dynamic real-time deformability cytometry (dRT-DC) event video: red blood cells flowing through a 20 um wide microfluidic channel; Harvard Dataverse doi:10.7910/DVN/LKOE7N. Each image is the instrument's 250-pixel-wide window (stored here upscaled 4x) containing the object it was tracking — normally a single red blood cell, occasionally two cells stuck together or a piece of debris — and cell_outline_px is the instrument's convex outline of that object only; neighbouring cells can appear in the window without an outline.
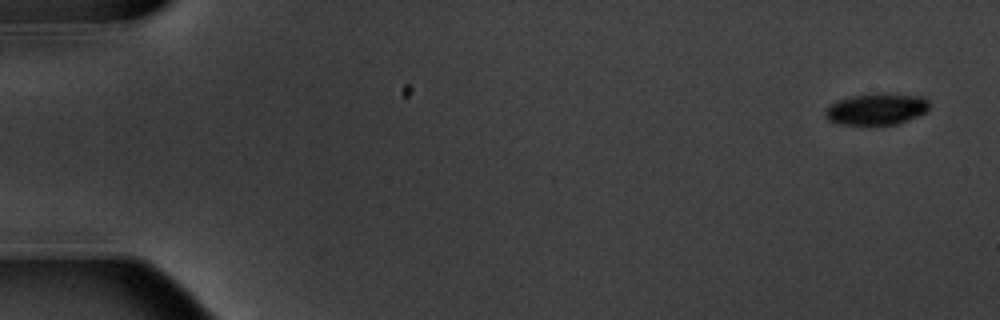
{"species": "common noctule bat (a hibernating species)", "species_latin": "Nyctalus noctula", "temperature_condition": "warm", "stored_images_in_passage": 5, "camera_frame_rate_fps": 3000, "um_per_image_px": 0.085, "animal": {"sex": "male", "body_mass_g": 20.1, "forearm_length_mm": 53.5}, "frame": {"image": 1, "passage_image": 1, "time_ms": 0.0, "image_size_px": [1000, 320], "cell_outline_px": [[928, 112], [896, 124], [868, 128], [840, 124], [828, 120], [824, 116], [824, 112], [828, 104], [836, 100], [852, 96], [872, 92], [884, 92], [924, 96], [928, 100]], "centroid_in_image_um": [74.46, 9.29], "position_along_channel_um": 10.5, "area_um2": 20.35}}
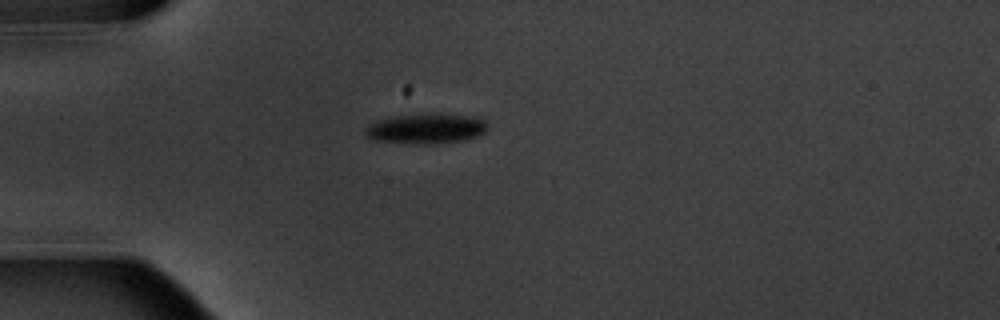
{"frame": {"image": 2, "passage_image": 5, "time_ms": 4.667, "image_size_px": [1000, 320], "cell_outline_px": [[488, 128], [484, 132], [476, 136], [464, 140], [432, 144], [416, 144], [376, 140], [368, 136], [364, 132], [364, 128], [368, 124], [388, 116], [432, 112], [480, 116], [488, 124]], "centroid_in_image_um": [36.24, 10.89], "position_along_channel_um": 48.8, "area_um2": 22.14}}